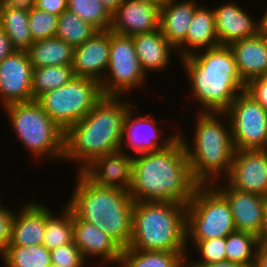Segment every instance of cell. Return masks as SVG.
Here are the masks:
<instances>
[{"label":"cell","instance_id":"6da1fadb","mask_svg":"<svg viewBox=\"0 0 267 267\" xmlns=\"http://www.w3.org/2000/svg\"><path fill=\"white\" fill-rule=\"evenodd\" d=\"M198 186L179 137L166 149L133 156L129 195L135 202H177L187 205Z\"/></svg>","mask_w":267,"mask_h":267},{"label":"cell","instance_id":"7a4b0ae2","mask_svg":"<svg viewBox=\"0 0 267 267\" xmlns=\"http://www.w3.org/2000/svg\"><path fill=\"white\" fill-rule=\"evenodd\" d=\"M122 98L104 96L65 131L63 161L79 163L78 171L82 172L96 158L120 150L125 115L134 104Z\"/></svg>","mask_w":267,"mask_h":267},{"label":"cell","instance_id":"3957f363","mask_svg":"<svg viewBox=\"0 0 267 267\" xmlns=\"http://www.w3.org/2000/svg\"><path fill=\"white\" fill-rule=\"evenodd\" d=\"M180 61L190 83V94L202 106L201 112H225L244 91L245 83L229 46L201 50Z\"/></svg>","mask_w":267,"mask_h":267},{"label":"cell","instance_id":"277c9868","mask_svg":"<svg viewBox=\"0 0 267 267\" xmlns=\"http://www.w3.org/2000/svg\"><path fill=\"white\" fill-rule=\"evenodd\" d=\"M74 193L67 205L81 220L99 226L122 249L132 237V209L135 201L129 192L99 186L83 172H77Z\"/></svg>","mask_w":267,"mask_h":267},{"label":"cell","instance_id":"5b68a950","mask_svg":"<svg viewBox=\"0 0 267 267\" xmlns=\"http://www.w3.org/2000/svg\"><path fill=\"white\" fill-rule=\"evenodd\" d=\"M200 110L199 108L198 114L195 115L197 120L195 119L192 145L186 140L184 131L179 129L178 133L184 144L195 181L199 185H213L217 180L225 181L222 178L228 176L235 149L230 123L224 124L229 120L227 115L224 112Z\"/></svg>","mask_w":267,"mask_h":267},{"label":"cell","instance_id":"8992f818","mask_svg":"<svg viewBox=\"0 0 267 267\" xmlns=\"http://www.w3.org/2000/svg\"><path fill=\"white\" fill-rule=\"evenodd\" d=\"M187 205L177 202H135L132 237L127 248L143 251H186Z\"/></svg>","mask_w":267,"mask_h":267},{"label":"cell","instance_id":"52a82bcc","mask_svg":"<svg viewBox=\"0 0 267 267\" xmlns=\"http://www.w3.org/2000/svg\"><path fill=\"white\" fill-rule=\"evenodd\" d=\"M4 109L15 135L33 157L63 160L65 131L36 100L10 104Z\"/></svg>","mask_w":267,"mask_h":267},{"label":"cell","instance_id":"ba28073f","mask_svg":"<svg viewBox=\"0 0 267 267\" xmlns=\"http://www.w3.org/2000/svg\"><path fill=\"white\" fill-rule=\"evenodd\" d=\"M235 230L226 198L213 185H199L187 204V248L189 244L194 246L201 240L226 238Z\"/></svg>","mask_w":267,"mask_h":267},{"label":"cell","instance_id":"9c48e42d","mask_svg":"<svg viewBox=\"0 0 267 267\" xmlns=\"http://www.w3.org/2000/svg\"><path fill=\"white\" fill-rule=\"evenodd\" d=\"M104 97L98 81L74 77L70 82L39 96L36 101L64 131L82 120Z\"/></svg>","mask_w":267,"mask_h":267},{"label":"cell","instance_id":"30bf717a","mask_svg":"<svg viewBox=\"0 0 267 267\" xmlns=\"http://www.w3.org/2000/svg\"><path fill=\"white\" fill-rule=\"evenodd\" d=\"M146 77L132 37L110 31L109 64L100 83L103 95L125 97L135 88L144 87Z\"/></svg>","mask_w":267,"mask_h":267},{"label":"cell","instance_id":"8fae6325","mask_svg":"<svg viewBox=\"0 0 267 267\" xmlns=\"http://www.w3.org/2000/svg\"><path fill=\"white\" fill-rule=\"evenodd\" d=\"M230 123L235 150H265L267 111L245 91L224 112Z\"/></svg>","mask_w":267,"mask_h":267},{"label":"cell","instance_id":"7c38bea8","mask_svg":"<svg viewBox=\"0 0 267 267\" xmlns=\"http://www.w3.org/2000/svg\"><path fill=\"white\" fill-rule=\"evenodd\" d=\"M225 179L238 191L267 197V151L235 150Z\"/></svg>","mask_w":267,"mask_h":267},{"label":"cell","instance_id":"4fadbf2b","mask_svg":"<svg viewBox=\"0 0 267 267\" xmlns=\"http://www.w3.org/2000/svg\"><path fill=\"white\" fill-rule=\"evenodd\" d=\"M32 71L27 51L16 50L0 63L2 106L33 100Z\"/></svg>","mask_w":267,"mask_h":267},{"label":"cell","instance_id":"5bb4252c","mask_svg":"<svg viewBox=\"0 0 267 267\" xmlns=\"http://www.w3.org/2000/svg\"><path fill=\"white\" fill-rule=\"evenodd\" d=\"M136 107L132 105L125 115L120 150H125L127 147L135 155L156 152L160 149H166L179 137V133L176 131V133L168 136L169 138L166 137L167 139L165 140L161 138L163 132L161 127L157 126L158 121L151 119V117L149 118V115L135 117L134 108Z\"/></svg>","mask_w":267,"mask_h":267},{"label":"cell","instance_id":"9a60e30c","mask_svg":"<svg viewBox=\"0 0 267 267\" xmlns=\"http://www.w3.org/2000/svg\"><path fill=\"white\" fill-rule=\"evenodd\" d=\"M161 5L151 0H124L112 14L110 31L134 36L160 29Z\"/></svg>","mask_w":267,"mask_h":267},{"label":"cell","instance_id":"2e32d148","mask_svg":"<svg viewBox=\"0 0 267 267\" xmlns=\"http://www.w3.org/2000/svg\"><path fill=\"white\" fill-rule=\"evenodd\" d=\"M219 183L217 181L213 186L228 201L234 219L235 229L258 236L263 225L267 197L255 193L238 191L227 183L223 184L221 188Z\"/></svg>","mask_w":267,"mask_h":267},{"label":"cell","instance_id":"e0dca14e","mask_svg":"<svg viewBox=\"0 0 267 267\" xmlns=\"http://www.w3.org/2000/svg\"><path fill=\"white\" fill-rule=\"evenodd\" d=\"M127 151V153H126ZM117 150L96 158L82 172L95 184L129 192L133 175V156Z\"/></svg>","mask_w":267,"mask_h":267},{"label":"cell","instance_id":"ac0fdd59","mask_svg":"<svg viewBox=\"0 0 267 267\" xmlns=\"http://www.w3.org/2000/svg\"><path fill=\"white\" fill-rule=\"evenodd\" d=\"M110 30L98 31L74 48L72 69L75 77L102 82L109 64Z\"/></svg>","mask_w":267,"mask_h":267},{"label":"cell","instance_id":"d6986e66","mask_svg":"<svg viewBox=\"0 0 267 267\" xmlns=\"http://www.w3.org/2000/svg\"><path fill=\"white\" fill-rule=\"evenodd\" d=\"M215 28L219 45L229 46L231 43L253 37L261 31V21L252 18L237 2L217 5L213 8Z\"/></svg>","mask_w":267,"mask_h":267},{"label":"cell","instance_id":"ffe728a7","mask_svg":"<svg viewBox=\"0 0 267 267\" xmlns=\"http://www.w3.org/2000/svg\"><path fill=\"white\" fill-rule=\"evenodd\" d=\"M73 242L80 249L83 258L97 256L101 263L119 264L122 248L99 226L79 219L73 213Z\"/></svg>","mask_w":267,"mask_h":267},{"label":"cell","instance_id":"44dd1931","mask_svg":"<svg viewBox=\"0 0 267 267\" xmlns=\"http://www.w3.org/2000/svg\"><path fill=\"white\" fill-rule=\"evenodd\" d=\"M14 213L8 246L40 245L46 227V206L30 200ZM18 212V213H17Z\"/></svg>","mask_w":267,"mask_h":267},{"label":"cell","instance_id":"7402d4cb","mask_svg":"<svg viewBox=\"0 0 267 267\" xmlns=\"http://www.w3.org/2000/svg\"><path fill=\"white\" fill-rule=\"evenodd\" d=\"M241 80L246 84L251 79L262 77L267 72V33L238 40L229 45Z\"/></svg>","mask_w":267,"mask_h":267},{"label":"cell","instance_id":"603a6c76","mask_svg":"<svg viewBox=\"0 0 267 267\" xmlns=\"http://www.w3.org/2000/svg\"><path fill=\"white\" fill-rule=\"evenodd\" d=\"M168 0L160 8V29L167 41L177 49L186 39L195 10V0Z\"/></svg>","mask_w":267,"mask_h":267},{"label":"cell","instance_id":"cb8c5ba5","mask_svg":"<svg viewBox=\"0 0 267 267\" xmlns=\"http://www.w3.org/2000/svg\"><path fill=\"white\" fill-rule=\"evenodd\" d=\"M219 46L215 28V16L213 8L200 5L192 17L187 37L176 49L180 59L201 51ZM180 53V55H179Z\"/></svg>","mask_w":267,"mask_h":267},{"label":"cell","instance_id":"d4e9b609","mask_svg":"<svg viewBox=\"0 0 267 267\" xmlns=\"http://www.w3.org/2000/svg\"><path fill=\"white\" fill-rule=\"evenodd\" d=\"M142 70L164 71L171 64V51L176 49L163 36L161 29L132 36Z\"/></svg>","mask_w":267,"mask_h":267},{"label":"cell","instance_id":"484cf974","mask_svg":"<svg viewBox=\"0 0 267 267\" xmlns=\"http://www.w3.org/2000/svg\"><path fill=\"white\" fill-rule=\"evenodd\" d=\"M187 251L122 249L118 267H187Z\"/></svg>","mask_w":267,"mask_h":267},{"label":"cell","instance_id":"4316f807","mask_svg":"<svg viewBox=\"0 0 267 267\" xmlns=\"http://www.w3.org/2000/svg\"><path fill=\"white\" fill-rule=\"evenodd\" d=\"M34 68L72 65L74 48L56 37L34 41L27 50Z\"/></svg>","mask_w":267,"mask_h":267},{"label":"cell","instance_id":"83f0119b","mask_svg":"<svg viewBox=\"0 0 267 267\" xmlns=\"http://www.w3.org/2000/svg\"><path fill=\"white\" fill-rule=\"evenodd\" d=\"M28 20V8L1 4L0 25L8 35L15 50L27 51L34 43Z\"/></svg>","mask_w":267,"mask_h":267},{"label":"cell","instance_id":"f1b7e54d","mask_svg":"<svg viewBox=\"0 0 267 267\" xmlns=\"http://www.w3.org/2000/svg\"><path fill=\"white\" fill-rule=\"evenodd\" d=\"M48 208L46 206V227L42 244L52 250L73 241V212L66 205L59 216Z\"/></svg>","mask_w":267,"mask_h":267},{"label":"cell","instance_id":"f546056e","mask_svg":"<svg viewBox=\"0 0 267 267\" xmlns=\"http://www.w3.org/2000/svg\"><path fill=\"white\" fill-rule=\"evenodd\" d=\"M258 246L257 236L235 230L226 237V261L242 267H254Z\"/></svg>","mask_w":267,"mask_h":267},{"label":"cell","instance_id":"4dcf8cb0","mask_svg":"<svg viewBox=\"0 0 267 267\" xmlns=\"http://www.w3.org/2000/svg\"><path fill=\"white\" fill-rule=\"evenodd\" d=\"M0 257L4 267H49L50 250L43 244L27 246H7Z\"/></svg>","mask_w":267,"mask_h":267},{"label":"cell","instance_id":"1f68e13d","mask_svg":"<svg viewBox=\"0 0 267 267\" xmlns=\"http://www.w3.org/2000/svg\"><path fill=\"white\" fill-rule=\"evenodd\" d=\"M74 77L72 65L34 68L32 71L33 100H36L42 94L65 85Z\"/></svg>","mask_w":267,"mask_h":267},{"label":"cell","instance_id":"d6a6232c","mask_svg":"<svg viewBox=\"0 0 267 267\" xmlns=\"http://www.w3.org/2000/svg\"><path fill=\"white\" fill-rule=\"evenodd\" d=\"M98 30L90 23L81 20L75 13L66 10L58 16L55 37L73 48L89 40Z\"/></svg>","mask_w":267,"mask_h":267},{"label":"cell","instance_id":"836d02e7","mask_svg":"<svg viewBox=\"0 0 267 267\" xmlns=\"http://www.w3.org/2000/svg\"><path fill=\"white\" fill-rule=\"evenodd\" d=\"M68 10L98 31L110 30L112 15L100 0H67Z\"/></svg>","mask_w":267,"mask_h":267},{"label":"cell","instance_id":"e575fe53","mask_svg":"<svg viewBox=\"0 0 267 267\" xmlns=\"http://www.w3.org/2000/svg\"><path fill=\"white\" fill-rule=\"evenodd\" d=\"M29 29L34 41L55 37L58 27V16L36 8H29Z\"/></svg>","mask_w":267,"mask_h":267},{"label":"cell","instance_id":"d590c367","mask_svg":"<svg viewBox=\"0 0 267 267\" xmlns=\"http://www.w3.org/2000/svg\"><path fill=\"white\" fill-rule=\"evenodd\" d=\"M226 238H213L210 240H201L193 248L197 251L196 261L187 259V265H203L226 261ZM191 261V262H190Z\"/></svg>","mask_w":267,"mask_h":267},{"label":"cell","instance_id":"8d00e7d4","mask_svg":"<svg viewBox=\"0 0 267 267\" xmlns=\"http://www.w3.org/2000/svg\"><path fill=\"white\" fill-rule=\"evenodd\" d=\"M50 256L51 264L58 267H85L86 262H89L83 258L80 249L73 241L50 250Z\"/></svg>","mask_w":267,"mask_h":267},{"label":"cell","instance_id":"74e56055","mask_svg":"<svg viewBox=\"0 0 267 267\" xmlns=\"http://www.w3.org/2000/svg\"><path fill=\"white\" fill-rule=\"evenodd\" d=\"M244 91L267 111V81L263 77L251 79L245 84Z\"/></svg>","mask_w":267,"mask_h":267},{"label":"cell","instance_id":"f35d334b","mask_svg":"<svg viewBox=\"0 0 267 267\" xmlns=\"http://www.w3.org/2000/svg\"><path fill=\"white\" fill-rule=\"evenodd\" d=\"M0 253L8 246L10 241L11 225L15 211L0 203Z\"/></svg>","mask_w":267,"mask_h":267},{"label":"cell","instance_id":"ab89813d","mask_svg":"<svg viewBox=\"0 0 267 267\" xmlns=\"http://www.w3.org/2000/svg\"><path fill=\"white\" fill-rule=\"evenodd\" d=\"M34 6L57 16L68 10L67 0H34Z\"/></svg>","mask_w":267,"mask_h":267},{"label":"cell","instance_id":"60d3db41","mask_svg":"<svg viewBox=\"0 0 267 267\" xmlns=\"http://www.w3.org/2000/svg\"><path fill=\"white\" fill-rule=\"evenodd\" d=\"M14 51V47L11 44V41L8 35L3 30V27L0 25V63Z\"/></svg>","mask_w":267,"mask_h":267},{"label":"cell","instance_id":"b9f144b4","mask_svg":"<svg viewBox=\"0 0 267 267\" xmlns=\"http://www.w3.org/2000/svg\"><path fill=\"white\" fill-rule=\"evenodd\" d=\"M254 267H267V246H258Z\"/></svg>","mask_w":267,"mask_h":267},{"label":"cell","instance_id":"7bdbcfd3","mask_svg":"<svg viewBox=\"0 0 267 267\" xmlns=\"http://www.w3.org/2000/svg\"><path fill=\"white\" fill-rule=\"evenodd\" d=\"M257 237L259 245L267 246V206L264 212L263 225Z\"/></svg>","mask_w":267,"mask_h":267},{"label":"cell","instance_id":"ee69618b","mask_svg":"<svg viewBox=\"0 0 267 267\" xmlns=\"http://www.w3.org/2000/svg\"><path fill=\"white\" fill-rule=\"evenodd\" d=\"M1 4H6L13 7L30 8L34 5V0H0Z\"/></svg>","mask_w":267,"mask_h":267},{"label":"cell","instance_id":"f6af8a7d","mask_svg":"<svg viewBox=\"0 0 267 267\" xmlns=\"http://www.w3.org/2000/svg\"><path fill=\"white\" fill-rule=\"evenodd\" d=\"M124 0H100L104 7L112 15Z\"/></svg>","mask_w":267,"mask_h":267},{"label":"cell","instance_id":"bcb514c9","mask_svg":"<svg viewBox=\"0 0 267 267\" xmlns=\"http://www.w3.org/2000/svg\"><path fill=\"white\" fill-rule=\"evenodd\" d=\"M187 267H242V266L231 263L229 261H224V262H217V263L203 264V265H187Z\"/></svg>","mask_w":267,"mask_h":267},{"label":"cell","instance_id":"7dc6e473","mask_svg":"<svg viewBox=\"0 0 267 267\" xmlns=\"http://www.w3.org/2000/svg\"><path fill=\"white\" fill-rule=\"evenodd\" d=\"M260 21H261V31L267 33V8L263 16L260 18Z\"/></svg>","mask_w":267,"mask_h":267},{"label":"cell","instance_id":"c3c4849f","mask_svg":"<svg viewBox=\"0 0 267 267\" xmlns=\"http://www.w3.org/2000/svg\"><path fill=\"white\" fill-rule=\"evenodd\" d=\"M151 1H154V2L158 3L159 5H162L165 2H167L168 0H151Z\"/></svg>","mask_w":267,"mask_h":267},{"label":"cell","instance_id":"681fc988","mask_svg":"<svg viewBox=\"0 0 267 267\" xmlns=\"http://www.w3.org/2000/svg\"><path fill=\"white\" fill-rule=\"evenodd\" d=\"M262 77L267 81V72Z\"/></svg>","mask_w":267,"mask_h":267},{"label":"cell","instance_id":"f907efd6","mask_svg":"<svg viewBox=\"0 0 267 267\" xmlns=\"http://www.w3.org/2000/svg\"><path fill=\"white\" fill-rule=\"evenodd\" d=\"M49 267H58V266L51 264Z\"/></svg>","mask_w":267,"mask_h":267}]
</instances>
